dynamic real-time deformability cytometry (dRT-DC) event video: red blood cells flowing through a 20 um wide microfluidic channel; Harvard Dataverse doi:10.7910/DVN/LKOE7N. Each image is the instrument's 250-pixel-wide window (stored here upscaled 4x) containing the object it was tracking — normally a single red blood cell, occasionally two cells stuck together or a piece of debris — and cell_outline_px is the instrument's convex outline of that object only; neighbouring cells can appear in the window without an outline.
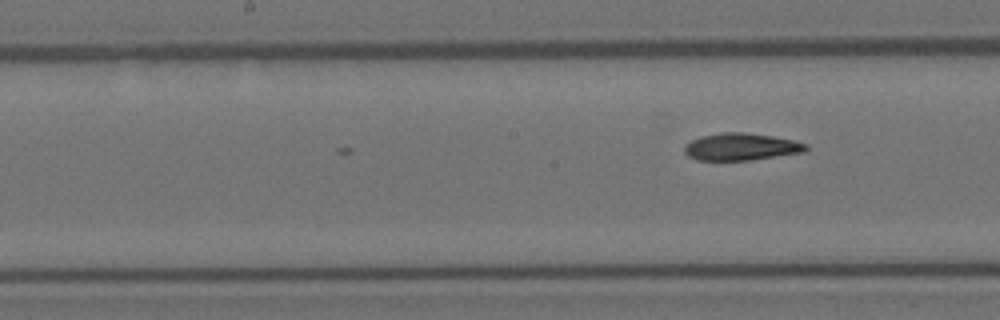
{"species": "Egyptian fruit bat (a non-hibernating species)", "species_latin": "Rousettus aegyptiacus", "temperature_condition": "room temperature", "stored_images_in_passage": 9, "camera_frame_rate_fps": 3000, "um_per_image_px": 0.085, "animal": {"sex": "female"}, "frame": {"image": 1, "passage_image": 9, "time_ms": 2.667, "image_size_px": [1000, 320], "cell_outline_px": [[808, 152], [748, 160], [696, 160], [688, 156], [684, 152], [684, 144], [700, 136], [724, 132], [744, 132], [772, 136], [796, 140], [808, 144]], "centroid_in_image_um": [63.03, 12.47], "position_along_channel_um": 185.2, "area_um2": 19.48}}